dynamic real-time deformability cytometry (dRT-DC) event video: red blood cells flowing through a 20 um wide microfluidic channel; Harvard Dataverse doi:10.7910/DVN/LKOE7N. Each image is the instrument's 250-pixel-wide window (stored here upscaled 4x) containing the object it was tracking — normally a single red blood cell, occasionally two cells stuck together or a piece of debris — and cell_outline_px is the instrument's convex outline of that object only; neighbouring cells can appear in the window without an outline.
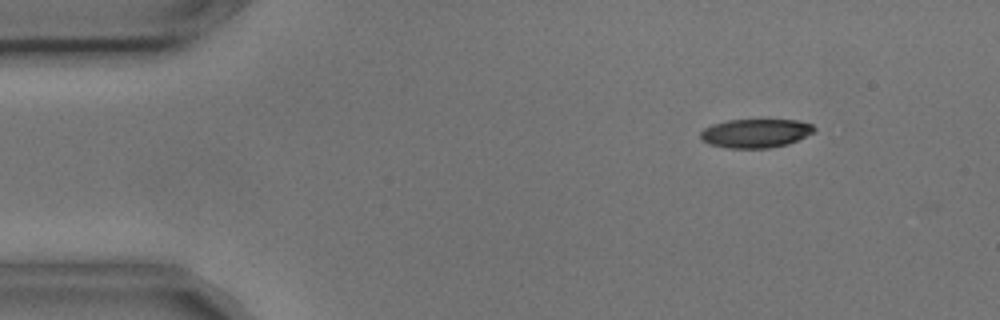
{"species": "common noctule bat (a hibernating species)", "species_latin": "Nyctalus noctula", "temperature_condition": "cold", "stored_images_in_passage": 4, "camera_frame_rate_fps": 3000, "um_per_image_px": 0.085, "animal": {"sex": "male", "body_mass_g": 17.9, "forearm_length_mm": 54.2}, "frame": {"image": 1, "passage_image": 2, "time_ms": 0.333, "image_size_px": [1000, 320], "cell_outline_px": [[816, 128], [812, 132], [788, 144], [768, 148], [728, 148], [708, 144], [700, 140], [700, 132], [704, 128], [712, 124], [728, 120], [796, 120], [812, 124]], "centroid_in_image_um": [64.16, 11.33], "position_along_channel_um": 20.8, "area_um2": 19.02}}